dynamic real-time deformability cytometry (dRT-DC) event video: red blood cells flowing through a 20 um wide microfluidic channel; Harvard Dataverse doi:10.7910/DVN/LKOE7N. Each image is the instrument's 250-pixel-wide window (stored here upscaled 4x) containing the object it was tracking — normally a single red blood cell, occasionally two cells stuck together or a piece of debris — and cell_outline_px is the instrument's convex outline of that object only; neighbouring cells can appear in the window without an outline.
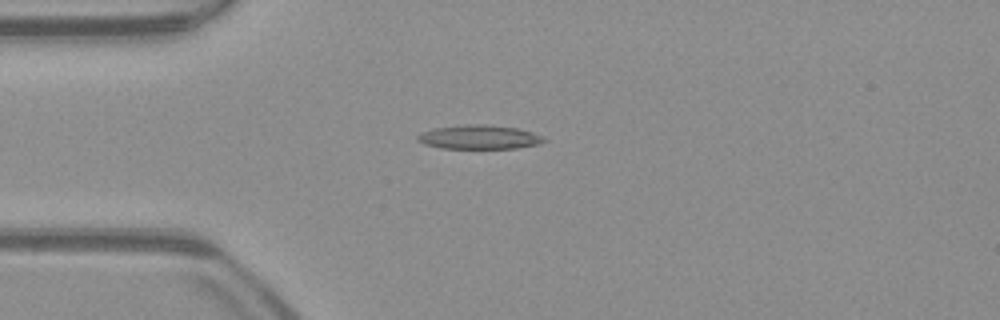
{"species": "common noctule bat (a hibernating species)", "species_latin": "Nyctalus noctula", "temperature_condition": "warm", "stored_images_in_passage": 40, "camera_frame_rate_fps": 3000, "um_per_image_px": 0.085, "animal": {"sex": "male", "body_mass_g": 23.1, "forearm_length_mm": 52.7}, "frame": {"image": 1, "passage_image": 1, "time_ms": 0.0, "image_size_px": [1000, 320], "cell_outline_px": [[548, 140], [540, 144], [516, 148], [440, 148], [424, 144], [416, 140], [416, 136], [424, 132], [436, 128], [464, 124], [488, 124], [516, 128], [532, 132], [544, 136]], "centroid_in_image_um": [40.77, 11.65], "position_along_channel_um": 44.2, "area_um2": 17.74}}
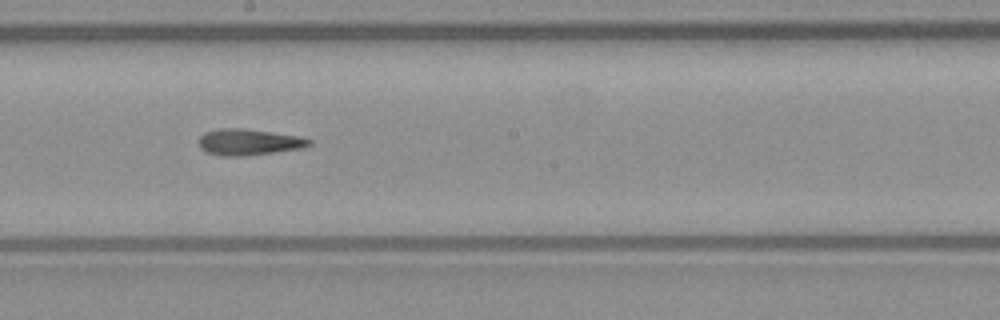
{"frame": {"image": 2, "passage_image": 16, "time_ms": 5.0, "image_size_px": [1000, 320], "cell_outline_px": [[312, 144], [300, 148], [244, 156], [220, 156], [204, 152], [200, 148], [200, 136], [204, 132], [216, 128], [244, 128], [300, 136], [312, 140]], "centroid_in_image_um": [21.1, 12.07], "position_along_channel_um": 227.1, "area_um2": 16.94}}
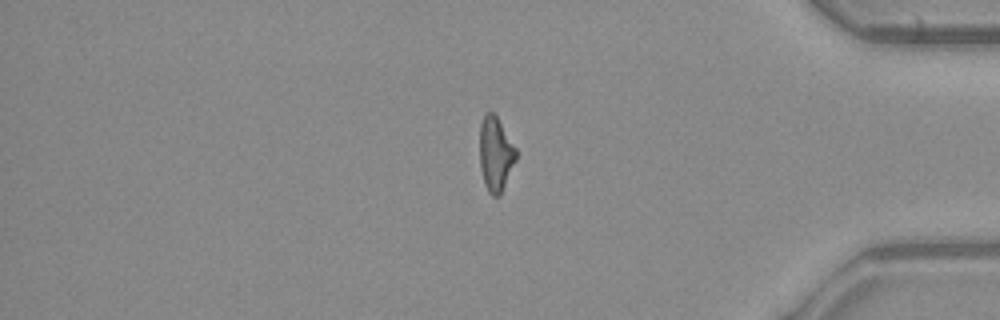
{"frame": {"image": 3, "passage_image": 31, "time_ms": 10.0, "image_size_px": [1000, 320], "cell_outline_px": [[516, 160], [500, 196], [492, 196], [488, 192], [484, 184], [480, 168], [480, 124], [484, 116], [488, 112], [492, 112], [496, 116], [516, 148]], "centroid_in_image_um": [42.11, 13.13], "position_along_channel_um": 393.1, "area_um2": 15.66}, "authors_computed_cell_mechanics": {"area_um2": 16.2996, "velocity_mm_per_s": 3.9577, "shape_relaxation_time_tau1_ms": 5.464, "shape_relaxation_time_tau2_ms": 3.4895, "deformation_change_tau1": 0.1972, "deformation_change_tau2": 0.1628}}